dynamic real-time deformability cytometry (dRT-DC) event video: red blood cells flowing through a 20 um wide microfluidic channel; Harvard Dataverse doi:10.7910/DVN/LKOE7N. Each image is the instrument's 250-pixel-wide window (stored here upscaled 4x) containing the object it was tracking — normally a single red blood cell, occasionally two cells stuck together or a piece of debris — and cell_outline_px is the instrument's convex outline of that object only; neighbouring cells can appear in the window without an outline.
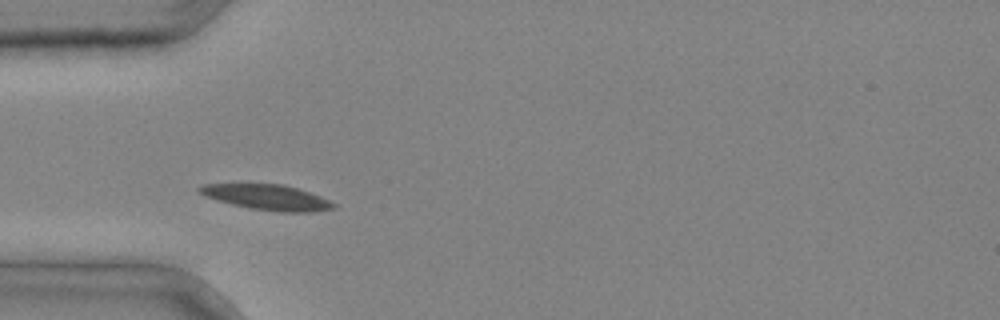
{"species": "common noctule bat (a hibernating species)", "species_latin": "Nyctalus noctula", "temperature_condition": "cold", "stored_images_in_passage": 4, "camera_frame_rate_fps": 3000, "um_per_image_px": 0.085, "animal": {"sex": "male", "body_mass_g": 20.4}, "frame": {"image": 1, "passage_image": 3, "time_ms": 0.667, "image_size_px": [1000, 320], "cell_outline_px": [[336, 208], [312, 212], [280, 212], [252, 208], [232, 204], [216, 200], [204, 196], [196, 192], [196, 188], [204, 184], [240, 180], [284, 184], [320, 196], [336, 204]], "centroid_in_image_um": [22.56, 16.7], "position_along_channel_um": 62.4, "area_um2": 20.92}}